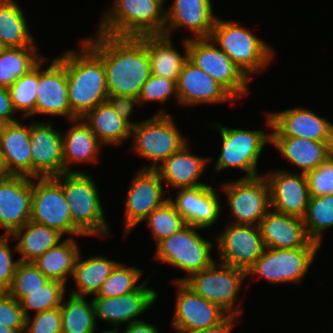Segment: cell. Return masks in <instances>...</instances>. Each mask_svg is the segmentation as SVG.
Masks as SVG:
<instances>
[{
  "instance_id": "6da1fadb",
  "label": "cell",
  "mask_w": 333,
  "mask_h": 333,
  "mask_svg": "<svg viewBox=\"0 0 333 333\" xmlns=\"http://www.w3.org/2000/svg\"><path fill=\"white\" fill-rule=\"evenodd\" d=\"M84 40L101 56L108 95L138 97L151 75L145 35L116 37L96 32Z\"/></svg>"
},
{
  "instance_id": "7a4b0ae2",
  "label": "cell",
  "mask_w": 333,
  "mask_h": 333,
  "mask_svg": "<svg viewBox=\"0 0 333 333\" xmlns=\"http://www.w3.org/2000/svg\"><path fill=\"white\" fill-rule=\"evenodd\" d=\"M80 44V51H66L69 106L76 118H82L109 97L101 56L84 39Z\"/></svg>"
},
{
  "instance_id": "3957f363",
  "label": "cell",
  "mask_w": 333,
  "mask_h": 333,
  "mask_svg": "<svg viewBox=\"0 0 333 333\" xmlns=\"http://www.w3.org/2000/svg\"><path fill=\"white\" fill-rule=\"evenodd\" d=\"M165 0H113L104 11L97 32L116 37L163 34Z\"/></svg>"
},
{
  "instance_id": "277c9868",
  "label": "cell",
  "mask_w": 333,
  "mask_h": 333,
  "mask_svg": "<svg viewBox=\"0 0 333 333\" xmlns=\"http://www.w3.org/2000/svg\"><path fill=\"white\" fill-rule=\"evenodd\" d=\"M64 191L73 225L84 236L112 235L94 180L83 171L64 172L53 177Z\"/></svg>"
},
{
  "instance_id": "5b68a950",
  "label": "cell",
  "mask_w": 333,
  "mask_h": 333,
  "mask_svg": "<svg viewBox=\"0 0 333 333\" xmlns=\"http://www.w3.org/2000/svg\"><path fill=\"white\" fill-rule=\"evenodd\" d=\"M209 38L250 80L274 60V49L236 21L217 17Z\"/></svg>"
},
{
  "instance_id": "8992f818",
  "label": "cell",
  "mask_w": 333,
  "mask_h": 333,
  "mask_svg": "<svg viewBox=\"0 0 333 333\" xmlns=\"http://www.w3.org/2000/svg\"><path fill=\"white\" fill-rule=\"evenodd\" d=\"M161 109L151 118L138 122L131 129L132 150L152 161L142 169L155 170L164 160L189 142L179 131L174 117Z\"/></svg>"
},
{
  "instance_id": "52a82bcc",
  "label": "cell",
  "mask_w": 333,
  "mask_h": 333,
  "mask_svg": "<svg viewBox=\"0 0 333 333\" xmlns=\"http://www.w3.org/2000/svg\"><path fill=\"white\" fill-rule=\"evenodd\" d=\"M197 228L186 224L178 232L161 240L157 246L154 259L188 273L187 277L176 278L173 282H184L191 275L210 267L217 259L211 255L214 243L198 234Z\"/></svg>"
},
{
  "instance_id": "ba28073f",
  "label": "cell",
  "mask_w": 333,
  "mask_h": 333,
  "mask_svg": "<svg viewBox=\"0 0 333 333\" xmlns=\"http://www.w3.org/2000/svg\"><path fill=\"white\" fill-rule=\"evenodd\" d=\"M246 277L245 271L220 262L216 264L215 261L210 267L191 275L184 283L229 315L240 316L244 311L240 308L242 303L238 299Z\"/></svg>"
},
{
  "instance_id": "9c48e42d",
  "label": "cell",
  "mask_w": 333,
  "mask_h": 333,
  "mask_svg": "<svg viewBox=\"0 0 333 333\" xmlns=\"http://www.w3.org/2000/svg\"><path fill=\"white\" fill-rule=\"evenodd\" d=\"M215 125V126H214ZM222 139L219 158L215 164L214 175L227 168H237L244 171L249 178L260 175L258 171V159L262 150L271 143V134L266 130H244L228 128L222 124H213Z\"/></svg>"
},
{
  "instance_id": "30bf717a",
  "label": "cell",
  "mask_w": 333,
  "mask_h": 333,
  "mask_svg": "<svg viewBox=\"0 0 333 333\" xmlns=\"http://www.w3.org/2000/svg\"><path fill=\"white\" fill-rule=\"evenodd\" d=\"M188 59L217 81L235 100L247 95L250 79L210 38L188 39Z\"/></svg>"
},
{
  "instance_id": "8fae6325",
  "label": "cell",
  "mask_w": 333,
  "mask_h": 333,
  "mask_svg": "<svg viewBox=\"0 0 333 333\" xmlns=\"http://www.w3.org/2000/svg\"><path fill=\"white\" fill-rule=\"evenodd\" d=\"M30 221L69 235L67 237L84 236L73 225L62 186L53 177L32 178Z\"/></svg>"
},
{
  "instance_id": "7c38bea8",
  "label": "cell",
  "mask_w": 333,
  "mask_h": 333,
  "mask_svg": "<svg viewBox=\"0 0 333 333\" xmlns=\"http://www.w3.org/2000/svg\"><path fill=\"white\" fill-rule=\"evenodd\" d=\"M222 184L221 189L227 197L233 218L230 222L259 226L262 218L271 209L270 190L265 176H241L232 182Z\"/></svg>"
},
{
  "instance_id": "4fadbf2b",
  "label": "cell",
  "mask_w": 333,
  "mask_h": 333,
  "mask_svg": "<svg viewBox=\"0 0 333 333\" xmlns=\"http://www.w3.org/2000/svg\"><path fill=\"white\" fill-rule=\"evenodd\" d=\"M320 247L294 249L265 248L263 254L246 272L265 278L272 285L282 283L299 284L308 272Z\"/></svg>"
},
{
  "instance_id": "5bb4252c",
  "label": "cell",
  "mask_w": 333,
  "mask_h": 333,
  "mask_svg": "<svg viewBox=\"0 0 333 333\" xmlns=\"http://www.w3.org/2000/svg\"><path fill=\"white\" fill-rule=\"evenodd\" d=\"M215 235L218 262L247 272L263 254L265 245L259 226L226 222Z\"/></svg>"
},
{
  "instance_id": "9a60e30c",
  "label": "cell",
  "mask_w": 333,
  "mask_h": 333,
  "mask_svg": "<svg viewBox=\"0 0 333 333\" xmlns=\"http://www.w3.org/2000/svg\"><path fill=\"white\" fill-rule=\"evenodd\" d=\"M46 59L48 60L44 57L38 63L35 115L64 116L69 121L77 119L69 106L66 51L62 56L52 59L47 69H43Z\"/></svg>"
},
{
  "instance_id": "2e32d148",
  "label": "cell",
  "mask_w": 333,
  "mask_h": 333,
  "mask_svg": "<svg viewBox=\"0 0 333 333\" xmlns=\"http://www.w3.org/2000/svg\"><path fill=\"white\" fill-rule=\"evenodd\" d=\"M173 283L178 289L171 326L177 333L214 327L229 316L221 307L196 294L184 282Z\"/></svg>"
},
{
  "instance_id": "e0dca14e",
  "label": "cell",
  "mask_w": 333,
  "mask_h": 333,
  "mask_svg": "<svg viewBox=\"0 0 333 333\" xmlns=\"http://www.w3.org/2000/svg\"><path fill=\"white\" fill-rule=\"evenodd\" d=\"M266 126L271 137H302L318 142H333V123L312 110L294 107L268 113Z\"/></svg>"
},
{
  "instance_id": "ac0fdd59",
  "label": "cell",
  "mask_w": 333,
  "mask_h": 333,
  "mask_svg": "<svg viewBox=\"0 0 333 333\" xmlns=\"http://www.w3.org/2000/svg\"><path fill=\"white\" fill-rule=\"evenodd\" d=\"M128 188L124 211V230L129 233L169 197L159 174L152 169H140ZM166 196V197H165Z\"/></svg>"
},
{
  "instance_id": "d6986e66",
  "label": "cell",
  "mask_w": 333,
  "mask_h": 333,
  "mask_svg": "<svg viewBox=\"0 0 333 333\" xmlns=\"http://www.w3.org/2000/svg\"><path fill=\"white\" fill-rule=\"evenodd\" d=\"M149 279H145L141 285L130 293L116 297H93L95 319L111 323L113 330H118L122 324L127 325L142 320L137 319L145 313L157 300L158 293L150 287H146ZM136 318V319H135Z\"/></svg>"
},
{
  "instance_id": "ffe728a7",
  "label": "cell",
  "mask_w": 333,
  "mask_h": 333,
  "mask_svg": "<svg viewBox=\"0 0 333 333\" xmlns=\"http://www.w3.org/2000/svg\"><path fill=\"white\" fill-rule=\"evenodd\" d=\"M51 121L30 124L31 178L55 177L64 173L62 133Z\"/></svg>"
},
{
  "instance_id": "44dd1931",
  "label": "cell",
  "mask_w": 333,
  "mask_h": 333,
  "mask_svg": "<svg viewBox=\"0 0 333 333\" xmlns=\"http://www.w3.org/2000/svg\"><path fill=\"white\" fill-rule=\"evenodd\" d=\"M264 176L269 185L271 209L304 218L310 198L306 175L278 169Z\"/></svg>"
},
{
  "instance_id": "7402d4cb",
  "label": "cell",
  "mask_w": 333,
  "mask_h": 333,
  "mask_svg": "<svg viewBox=\"0 0 333 333\" xmlns=\"http://www.w3.org/2000/svg\"><path fill=\"white\" fill-rule=\"evenodd\" d=\"M215 190L212 185L179 188L176 189L178 191L176 196L169 197V200L186 224L204 230L212 227L221 217L223 207Z\"/></svg>"
},
{
  "instance_id": "603a6c76",
  "label": "cell",
  "mask_w": 333,
  "mask_h": 333,
  "mask_svg": "<svg viewBox=\"0 0 333 333\" xmlns=\"http://www.w3.org/2000/svg\"><path fill=\"white\" fill-rule=\"evenodd\" d=\"M32 178L14 176L0 182V225L12 235L30 221Z\"/></svg>"
},
{
  "instance_id": "cb8c5ba5",
  "label": "cell",
  "mask_w": 333,
  "mask_h": 333,
  "mask_svg": "<svg viewBox=\"0 0 333 333\" xmlns=\"http://www.w3.org/2000/svg\"><path fill=\"white\" fill-rule=\"evenodd\" d=\"M176 85L178 104L182 107L223 104L235 100L217 81L189 59L185 62Z\"/></svg>"
},
{
  "instance_id": "d4e9b609",
  "label": "cell",
  "mask_w": 333,
  "mask_h": 333,
  "mask_svg": "<svg viewBox=\"0 0 333 333\" xmlns=\"http://www.w3.org/2000/svg\"><path fill=\"white\" fill-rule=\"evenodd\" d=\"M259 229L265 248L321 247L309 238L303 218L279 213L273 209L262 218Z\"/></svg>"
},
{
  "instance_id": "484cf974",
  "label": "cell",
  "mask_w": 333,
  "mask_h": 333,
  "mask_svg": "<svg viewBox=\"0 0 333 333\" xmlns=\"http://www.w3.org/2000/svg\"><path fill=\"white\" fill-rule=\"evenodd\" d=\"M212 0H174L166 9L164 35L172 38V33L186 27L194 37L186 39L209 38L217 16H214Z\"/></svg>"
},
{
  "instance_id": "4316f807",
  "label": "cell",
  "mask_w": 333,
  "mask_h": 333,
  "mask_svg": "<svg viewBox=\"0 0 333 333\" xmlns=\"http://www.w3.org/2000/svg\"><path fill=\"white\" fill-rule=\"evenodd\" d=\"M190 150L189 143L185 144L155 168L162 182L173 190L209 185L199 180L212 158L197 156Z\"/></svg>"
},
{
  "instance_id": "83f0119b",
  "label": "cell",
  "mask_w": 333,
  "mask_h": 333,
  "mask_svg": "<svg viewBox=\"0 0 333 333\" xmlns=\"http://www.w3.org/2000/svg\"><path fill=\"white\" fill-rule=\"evenodd\" d=\"M0 156L14 176L31 178L30 124H5L0 133Z\"/></svg>"
},
{
  "instance_id": "f1b7e54d",
  "label": "cell",
  "mask_w": 333,
  "mask_h": 333,
  "mask_svg": "<svg viewBox=\"0 0 333 333\" xmlns=\"http://www.w3.org/2000/svg\"><path fill=\"white\" fill-rule=\"evenodd\" d=\"M270 145L304 174L317 168L333 153V142H318L302 137H271Z\"/></svg>"
},
{
  "instance_id": "f546056e",
  "label": "cell",
  "mask_w": 333,
  "mask_h": 333,
  "mask_svg": "<svg viewBox=\"0 0 333 333\" xmlns=\"http://www.w3.org/2000/svg\"><path fill=\"white\" fill-rule=\"evenodd\" d=\"M70 122L73 125L67 133L62 132L64 172H76L71 164L98 163L99 151L104 147L81 118Z\"/></svg>"
},
{
  "instance_id": "4dcf8cb0",
  "label": "cell",
  "mask_w": 333,
  "mask_h": 333,
  "mask_svg": "<svg viewBox=\"0 0 333 333\" xmlns=\"http://www.w3.org/2000/svg\"><path fill=\"white\" fill-rule=\"evenodd\" d=\"M183 55L175 49L171 37L164 34L145 35L151 74L177 82L188 60L187 39H183Z\"/></svg>"
},
{
  "instance_id": "1f68e13d",
  "label": "cell",
  "mask_w": 333,
  "mask_h": 333,
  "mask_svg": "<svg viewBox=\"0 0 333 333\" xmlns=\"http://www.w3.org/2000/svg\"><path fill=\"white\" fill-rule=\"evenodd\" d=\"M103 145L121 146L131 136L132 127L124 121L107 100L82 118Z\"/></svg>"
},
{
  "instance_id": "d6a6232c",
  "label": "cell",
  "mask_w": 333,
  "mask_h": 333,
  "mask_svg": "<svg viewBox=\"0 0 333 333\" xmlns=\"http://www.w3.org/2000/svg\"><path fill=\"white\" fill-rule=\"evenodd\" d=\"M75 237H66L58 245L47 250L33 263L49 280H56L67 284L72 277L80 249Z\"/></svg>"
},
{
  "instance_id": "836d02e7",
  "label": "cell",
  "mask_w": 333,
  "mask_h": 333,
  "mask_svg": "<svg viewBox=\"0 0 333 333\" xmlns=\"http://www.w3.org/2000/svg\"><path fill=\"white\" fill-rule=\"evenodd\" d=\"M11 236L18 239L14 247V251L21 255L18 260L33 262L47 250L58 245L64 235L48 226L28 221Z\"/></svg>"
},
{
  "instance_id": "e575fe53",
  "label": "cell",
  "mask_w": 333,
  "mask_h": 333,
  "mask_svg": "<svg viewBox=\"0 0 333 333\" xmlns=\"http://www.w3.org/2000/svg\"><path fill=\"white\" fill-rule=\"evenodd\" d=\"M81 254L79 253L72 274L73 281L76 282V288L70 290V294L84 297L90 296L92 293L96 295L103 282L119 262L102 255H94L85 260H80Z\"/></svg>"
},
{
  "instance_id": "d590c367",
  "label": "cell",
  "mask_w": 333,
  "mask_h": 333,
  "mask_svg": "<svg viewBox=\"0 0 333 333\" xmlns=\"http://www.w3.org/2000/svg\"><path fill=\"white\" fill-rule=\"evenodd\" d=\"M25 14L16 0H0V40L6 47H36Z\"/></svg>"
},
{
  "instance_id": "8d00e7d4",
  "label": "cell",
  "mask_w": 333,
  "mask_h": 333,
  "mask_svg": "<svg viewBox=\"0 0 333 333\" xmlns=\"http://www.w3.org/2000/svg\"><path fill=\"white\" fill-rule=\"evenodd\" d=\"M37 51V47H6L0 53V87L9 88L34 68L45 57Z\"/></svg>"
},
{
  "instance_id": "74e56055",
  "label": "cell",
  "mask_w": 333,
  "mask_h": 333,
  "mask_svg": "<svg viewBox=\"0 0 333 333\" xmlns=\"http://www.w3.org/2000/svg\"><path fill=\"white\" fill-rule=\"evenodd\" d=\"M62 333H95L97 323L92 300L69 294L60 306Z\"/></svg>"
},
{
  "instance_id": "f35d334b",
  "label": "cell",
  "mask_w": 333,
  "mask_h": 333,
  "mask_svg": "<svg viewBox=\"0 0 333 333\" xmlns=\"http://www.w3.org/2000/svg\"><path fill=\"white\" fill-rule=\"evenodd\" d=\"M303 221L309 238L321 246L323 232L333 227V194L310 196Z\"/></svg>"
},
{
  "instance_id": "ab89813d",
  "label": "cell",
  "mask_w": 333,
  "mask_h": 333,
  "mask_svg": "<svg viewBox=\"0 0 333 333\" xmlns=\"http://www.w3.org/2000/svg\"><path fill=\"white\" fill-rule=\"evenodd\" d=\"M38 87V64L18 78L9 88L10 99L15 112H21V119L35 115L36 90ZM23 113V114H22Z\"/></svg>"
},
{
  "instance_id": "60d3db41",
  "label": "cell",
  "mask_w": 333,
  "mask_h": 333,
  "mask_svg": "<svg viewBox=\"0 0 333 333\" xmlns=\"http://www.w3.org/2000/svg\"><path fill=\"white\" fill-rule=\"evenodd\" d=\"M145 220L156 245L186 225L182 215L176 210L174 204L169 199L154 209Z\"/></svg>"
},
{
  "instance_id": "b9f144b4",
  "label": "cell",
  "mask_w": 333,
  "mask_h": 333,
  "mask_svg": "<svg viewBox=\"0 0 333 333\" xmlns=\"http://www.w3.org/2000/svg\"><path fill=\"white\" fill-rule=\"evenodd\" d=\"M142 274L141 269L119 262L94 296L110 298L135 291L141 285L138 281Z\"/></svg>"
},
{
  "instance_id": "7bdbcfd3",
  "label": "cell",
  "mask_w": 333,
  "mask_h": 333,
  "mask_svg": "<svg viewBox=\"0 0 333 333\" xmlns=\"http://www.w3.org/2000/svg\"><path fill=\"white\" fill-rule=\"evenodd\" d=\"M66 292V285L60 281L49 280L41 289L28 292V296L20 301L24 316L28 317L30 311L35 313L60 307Z\"/></svg>"
},
{
  "instance_id": "ee69618b",
  "label": "cell",
  "mask_w": 333,
  "mask_h": 333,
  "mask_svg": "<svg viewBox=\"0 0 333 333\" xmlns=\"http://www.w3.org/2000/svg\"><path fill=\"white\" fill-rule=\"evenodd\" d=\"M49 279L44 276L33 262H21L17 264L11 287L7 291L19 302L28 292L41 289Z\"/></svg>"
},
{
  "instance_id": "f6af8a7d",
  "label": "cell",
  "mask_w": 333,
  "mask_h": 333,
  "mask_svg": "<svg viewBox=\"0 0 333 333\" xmlns=\"http://www.w3.org/2000/svg\"><path fill=\"white\" fill-rule=\"evenodd\" d=\"M171 96H174L176 103L178 104L176 81L151 74L143 84L137 98L139 105L141 106L145 102L155 101L158 103H164L171 98Z\"/></svg>"
},
{
  "instance_id": "bcb514c9",
  "label": "cell",
  "mask_w": 333,
  "mask_h": 333,
  "mask_svg": "<svg viewBox=\"0 0 333 333\" xmlns=\"http://www.w3.org/2000/svg\"><path fill=\"white\" fill-rule=\"evenodd\" d=\"M310 196L333 194V153L306 174Z\"/></svg>"
},
{
  "instance_id": "7dc6e473",
  "label": "cell",
  "mask_w": 333,
  "mask_h": 333,
  "mask_svg": "<svg viewBox=\"0 0 333 333\" xmlns=\"http://www.w3.org/2000/svg\"><path fill=\"white\" fill-rule=\"evenodd\" d=\"M24 333H62L60 307L26 317Z\"/></svg>"
},
{
  "instance_id": "c3c4849f",
  "label": "cell",
  "mask_w": 333,
  "mask_h": 333,
  "mask_svg": "<svg viewBox=\"0 0 333 333\" xmlns=\"http://www.w3.org/2000/svg\"><path fill=\"white\" fill-rule=\"evenodd\" d=\"M25 320L20 302L8 292H0V325L24 333Z\"/></svg>"
},
{
  "instance_id": "681fc988",
  "label": "cell",
  "mask_w": 333,
  "mask_h": 333,
  "mask_svg": "<svg viewBox=\"0 0 333 333\" xmlns=\"http://www.w3.org/2000/svg\"><path fill=\"white\" fill-rule=\"evenodd\" d=\"M10 235L0 236V292H7L11 287L19 260L13 259V250L9 244Z\"/></svg>"
},
{
  "instance_id": "f907efd6",
  "label": "cell",
  "mask_w": 333,
  "mask_h": 333,
  "mask_svg": "<svg viewBox=\"0 0 333 333\" xmlns=\"http://www.w3.org/2000/svg\"><path fill=\"white\" fill-rule=\"evenodd\" d=\"M120 117L126 121L131 127H134L138 122L130 121V117L134 112V107L139 104L137 97L123 95H109L107 99Z\"/></svg>"
},
{
  "instance_id": "816d5d0a",
  "label": "cell",
  "mask_w": 333,
  "mask_h": 333,
  "mask_svg": "<svg viewBox=\"0 0 333 333\" xmlns=\"http://www.w3.org/2000/svg\"><path fill=\"white\" fill-rule=\"evenodd\" d=\"M16 114L12 101L10 99V93L8 88L0 87V119L6 124L18 121L15 117Z\"/></svg>"
},
{
  "instance_id": "f5cc1de1",
  "label": "cell",
  "mask_w": 333,
  "mask_h": 333,
  "mask_svg": "<svg viewBox=\"0 0 333 333\" xmlns=\"http://www.w3.org/2000/svg\"><path fill=\"white\" fill-rule=\"evenodd\" d=\"M238 316L229 315L222 323L200 330H194L186 333H232L233 323Z\"/></svg>"
},
{
  "instance_id": "db71d44e",
  "label": "cell",
  "mask_w": 333,
  "mask_h": 333,
  "mask_svg": "<svg viewBox=\"0 0 333 333\" xmlns=\"http://www.w3.org/2000/svg\"><path fill=\"white\" fill-rule=\"evenodd\" d=\"M124 331L119 333H160L159 328L145 321L133 322L126 325Z\"/></svg>"
},
{
  "instance_id": "11a10c76",
  "label": "cell",
  "mask_w": 333,
  "mask_h": 333,
  "mask_svg": "<svg viewBox=\"0 0 333 333\" xmlns=\"http://www.w3.org/2000/svg\"><path fill=\"white\" fill-rule=\"evenodd\" d=\"M11 176H12V174L9 172L6 162L0 156V182H3L5 180L9 179Z\"/></svg>"
},
{
  "instance_id": "9f6ffc18",
  "label": "cell",
  "mask_w": 333,
  "mask_h": 333,
  "mask_svg": "<svg viewBox=\"0 0 333 333\" xmlns=\"http://www.w3.org/2000/svg\"><path fill=\"white\" fill-rule=\"evenodd\" d=\"M0 333H18V332L15 329H11L4 325H0Z\"/></svg>"
},
{
  "instance_id": "6f0895ef",
  "label": "cell",
  "mask_w": 333,
  "mask_h": 333,
  "mask_svg": "<svg viewBox=\"0 0 333 333\" xmlns=\"http://www.w3.org/2000/svg\"><path fill=\"white\" fill-rule=\"evenodd\" d=\"M99 333H119V329L118 330L110 329V330H105V331L99 332Z\"/></svg>"
},
{
  "instance_id": "680465c9",
  "label": "cell",
  "mask_w": 333,
  "mask_h": 333,
  "mask_svg": "<svg viewBox=\"0 0 333 333\" xmlns=\"http://www.w3.org/2000/svg\"><path fill=\"white\" fill-rule=\"evenodd\" d=\"M5 124L6 123L2 119H0V133L3 131Z\"/></svg>"
},
{
  "instance_id": "91938a15",
  "label": "cell",
  "mask_w": 333,
  "mask_h": 333,
  "mask_svg": "<svg viewBox=\"0 0 333 333\" xmlns=\"http://www.w3.org/2000/svg\"><path fill=\"white\" fill-rule=\"evenodd\" d=\"M6 48V46L0 40V53Z\"/></svg>"
}]
</instances>
